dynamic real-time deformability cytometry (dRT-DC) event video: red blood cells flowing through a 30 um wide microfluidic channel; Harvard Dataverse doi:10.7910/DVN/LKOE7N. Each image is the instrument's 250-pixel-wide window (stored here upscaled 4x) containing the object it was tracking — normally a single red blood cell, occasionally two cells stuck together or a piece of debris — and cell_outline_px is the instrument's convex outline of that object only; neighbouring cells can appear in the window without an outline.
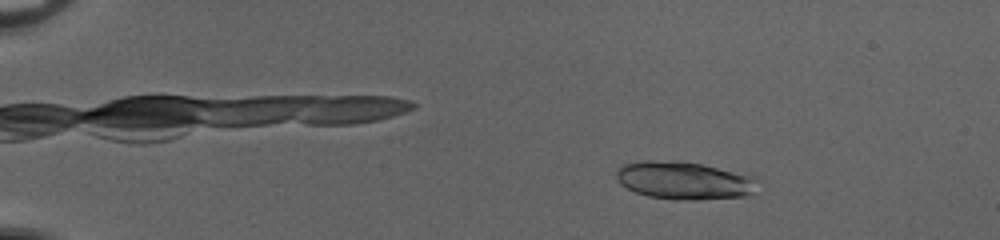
{"species": "common noctule bat (a hibernating species)", "species_latin": "Nyctalus noctula", "temperature_condition": "cold", "stored_images_in_passage": 52, "camera_frame_rate_fps": 3000, "um_per_image_px": 0.085, "animal": {"sex": "female", "body_mass_g": 20.0, "forearm_length_mm": 54.0}, "frame": {"image": 1, "passage_image": 9, "time_ms": 2.667, "image_size_px": [1000, 240], "cell_outline_px": [[756, 180], [752, 192], [748, 196], [692, 200], [676, 200], [648, 196], [636, 192], [620, 184], [616, 176], [616, 172], [624, 164], [648, 160], [676, 160], [700, 164], [756, 176]], "centroid_in_image_um": [58.14, 15.34], "position_along_channel_um": 26.9, "area_um2": 30.98}}
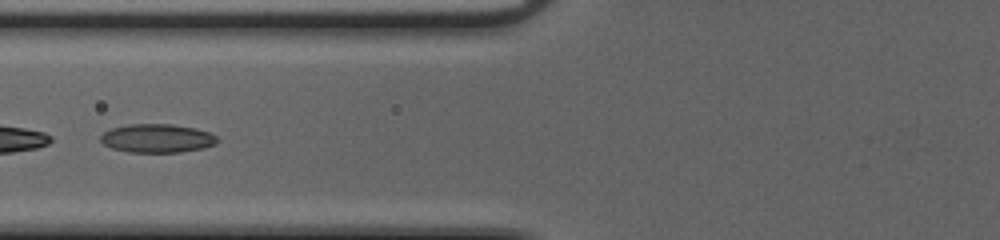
{"frame": {"image": 2, "passage_image": 24, "time_ms": 7.667, "image_size_px": [1000, 240], "cell_outline_px": [[220, 140], [216, 144], [204, 148], [180, 152], [128, 152], [112, 148], [104, 144], [100, 140], [100, 136], [104, 132], [112, 128], [128, 124], [172, 124], [196, 128], [208, 132], [216, 136]], "centroid_in_image_um": [13.38, 11.75], "position_along_channel_um": 112.4, "area_um2": 19.54}}
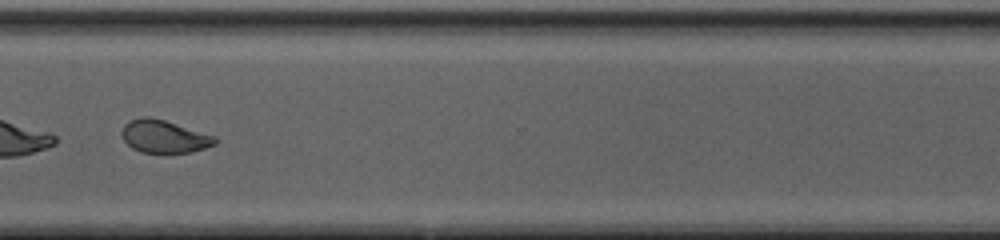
{"frame": {"image": 3, "passage_image": 42, "time_ms": 13.667, "image_size_px": [1000, 240], "cell_outline_px": [[216, 144], [192, 152], [164, 156], [140, 152], [132, 148], [120, 136], [120, 132], [124, 124], [128, 120], [140, 116], [152, 116], [216, 136]], "centroid_in_image_um": [13.91, 11.63], "position_along_channel_um": 356.7, "area_um2": 18.73}}